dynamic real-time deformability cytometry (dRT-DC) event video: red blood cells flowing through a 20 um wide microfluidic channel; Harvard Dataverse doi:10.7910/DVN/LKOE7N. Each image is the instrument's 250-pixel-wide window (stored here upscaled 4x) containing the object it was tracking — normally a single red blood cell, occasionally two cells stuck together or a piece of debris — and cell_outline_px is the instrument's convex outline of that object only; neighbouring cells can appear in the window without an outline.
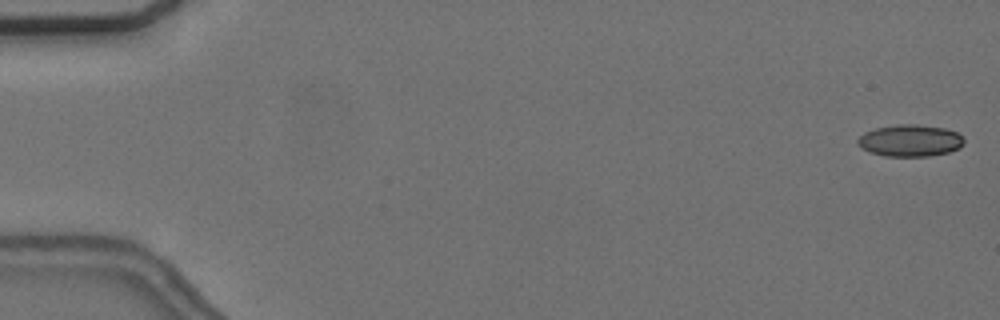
{"species": "common noctule bat (a hibernating species)", "species_latin": "Nyctalus noctula", "temperature_condition": "cold", "stored_images_in_passage": 19, "camera_frame_rate_fps": 3000, "um_per_image_px": 0.085, "animal": {"sex": "female", "body_mass_g": 24.6, "forearm_length_mm": 56.2}, "frame": {"image": 1, "passage_image": 2, "time_ms": 0.333, "image_size_px": [1000, 320], "cell_outline_px": [[964, 144], [960, 148], [948, 152], [928, 156], [884, 156], [872, 152], [864, 148], [856, 140], [864, 132], [876, 128], [896, 124], [916, 124], [944, 128], [956, 132], [964, 136]], "centroid_in_image_um": [77.4, 11.94], "position_along_channel_um": 7.6, "area_um2": 19.65}}
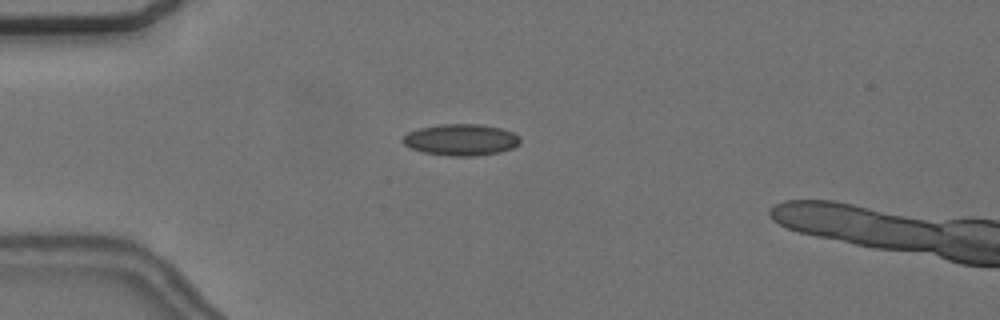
{"frame": {"image": 2, "passage_image": 16, "time_ms": 5.0, "image_size_px": [1000, 320], "cell_outline_px": [[520, 144], [512, 148], [500, 152], [476, 156], [448, 156], [424, 152], [412, 148], [404, 144], [400, 140], [408, 132], [420, 128], [440, 124], [480, 124], [500, 128], [512, 132], [520, 136]], "centroid_in_image_um": [39.2, 11.88], "position_along_channel_um": 45.8, "area_um2": 21.56}}